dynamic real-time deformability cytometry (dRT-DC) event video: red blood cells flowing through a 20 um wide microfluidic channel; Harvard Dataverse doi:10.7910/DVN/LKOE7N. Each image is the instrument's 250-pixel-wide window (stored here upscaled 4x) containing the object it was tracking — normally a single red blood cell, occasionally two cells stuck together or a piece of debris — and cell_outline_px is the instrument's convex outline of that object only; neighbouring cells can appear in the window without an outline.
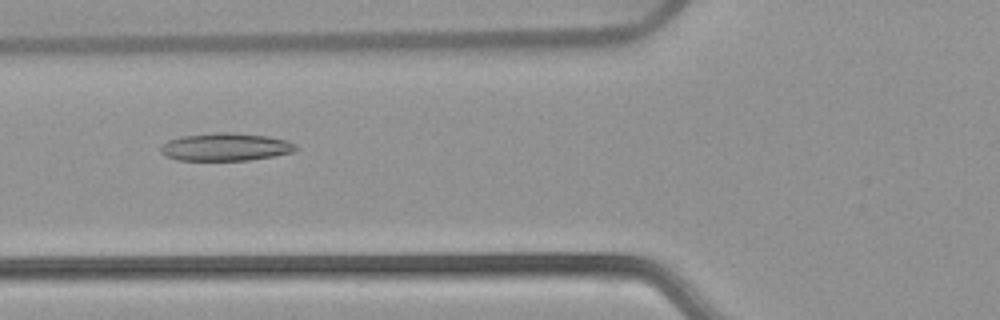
{"species": "common noctule bat (a hibernating species)", "species_latin": "Nyctalus noctula", "temperature_condition": "warm", "stored_images_in_passage": 52, "camera_frame_rate_fps": 3000, "um_per_image_px": 0.085, "animal": {"sex": "female", "body_mass_g": 22.7, "forearm_length_mm": 54.2}, "frame": {"image": 1, "passage_image": 20, "time_ms": 6.333, "image_size_px": [1000, 320], "cell_outline_px": [[300, 148], [292, 152], [272, 156], [248, 160], [176, 160], [160, 152], [160, 148], [168, 140], [180, 136], [216, 132], [228, 132], [268, 136], [284, 140], [296, 144]], "centroid_in_image_um": [19.17, 12.48], "position_along_channel_um": 106.6, "area_um2": 21.79}}
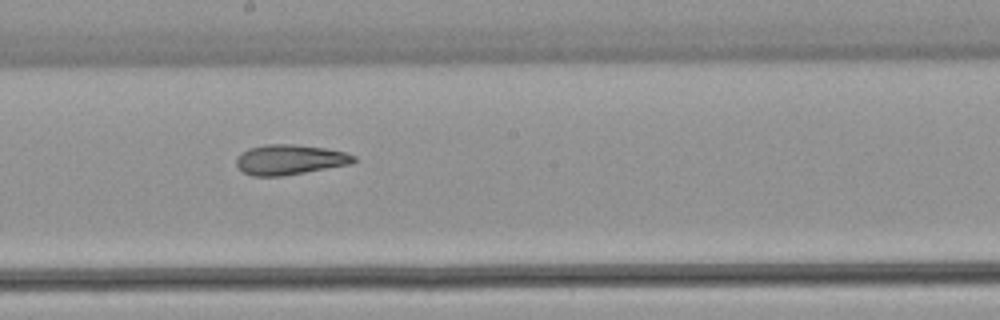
{"frame": {"image": 2, "passage_image": 29, "time_ms": 9.333, "image_size_px": [1000, 320], "cell_outline_px": [[356, 160], [352, 164], [280, 176], [252, 176], [244, 172], [236, 164], [236, 160], [248, 148], [264, 144], [296, 144], [324, 148], [344, 152], [356, 156]], "centroid_in_image_um": [24.65, 13.56], "position_along_channel_um": 223.5, "area_um2": 20.4}}
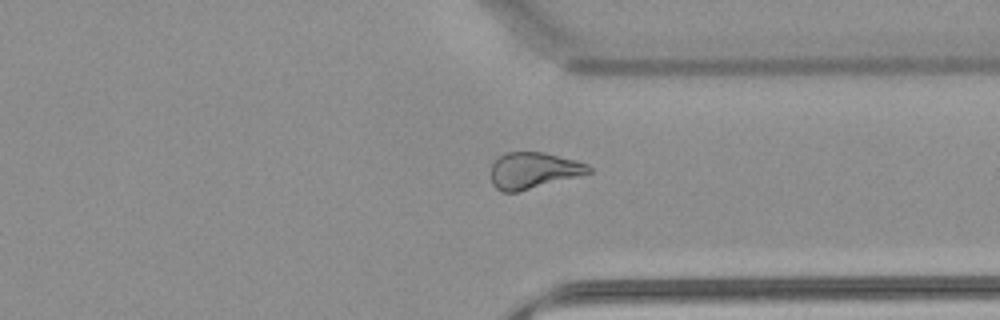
{"frame": {"image": 3, "passage_image": 40, "time_ms": 13.0, "image_size_px": [1000, 320], "cell_outline_px": [[592, 172], [516, 192], [500, 192], [492, 184], [492, 164], [504, 152], [544, 152], [576, 160], [588, 164], [592, 168]], "centroid_in_image_um": [45.34, 14.48], "position_along_channel_um": 366.1, "area_um2": 20.46}, "authors_computed_cell_mechanics": {"area_um2": 22.9755, "velocity_mm_per_s": 3.8898, "shape_relaxation_time_tau1_ms": null, "shape_relaxation_time_tau2_ms": 3.4376, "deformation_change_tau1": null, "deformation_change_tau2": 0.1144}}